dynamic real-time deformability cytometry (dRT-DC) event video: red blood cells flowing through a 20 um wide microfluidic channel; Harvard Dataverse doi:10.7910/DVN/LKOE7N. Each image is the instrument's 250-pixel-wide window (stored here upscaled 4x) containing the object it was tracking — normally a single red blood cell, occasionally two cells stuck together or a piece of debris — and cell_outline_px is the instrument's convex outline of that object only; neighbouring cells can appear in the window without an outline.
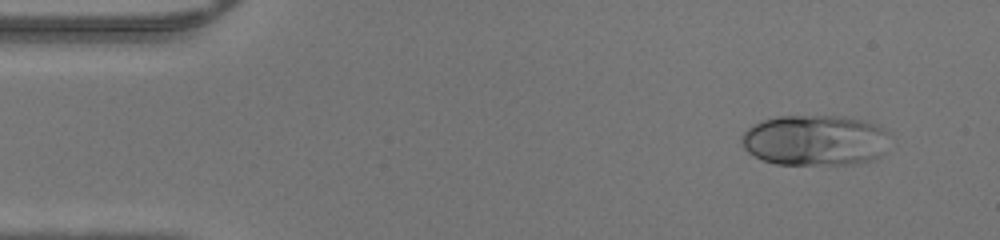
{"species": "human", "species_latin": "Homo sapiens", "temperature_condition": "warm", "stored_images_in_passage": 45, "camera_frame_rate_fps": 3000, "um_per_image_px": 0.085, "donor": {"sex": "male"}, "frame": {"image": 1, "passage_image": 3, "time_ms": 0.667, "image_size_px": [1000, 240], "cell_outline_px": [[888, 132], [880, 156], [872, 160], [856, 164], [776, 164], [764, 160], [748, 152], [744, 148], [740, 140], [740, 136], [752, 124], [776, 116], [844, 116], [864, 120], [876, 124], [884, 128]], "centroid_in_image_um": [69.24, 11.91], "position_along_channel_um": 15.8, "area_um2": 43.81}}
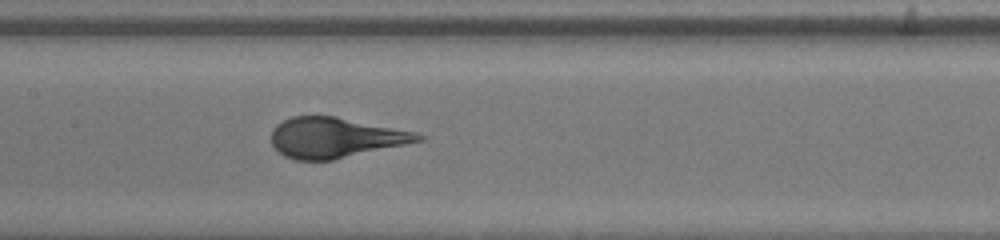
{"frame": {"image": 2, "passage_image": 21, "time_ms": 6.667, "image_size_px": [1000, 240], "cell_outline_px": [[428, 136], [424, 140], [332, 160], [296, 160], [284, 156], [272, 144], [272, 128], [276, 124], [292, 116], [332, 116], [416, 132]], "centroid_in_image_um": [28.49, 11.7], "position_along_channel_um": 178.9, "area_um2": 34.1}}
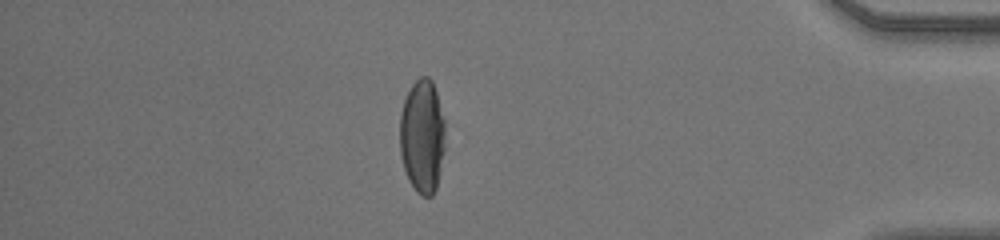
{"frame": {"image": 3, "passage_image": 39, "time_ms": 12.667, "image_size_px": [1000, 240], "cell_outline_px": [[444, 152], [440, 172], [436, 188], [432, 196], [420, 196], [416, 192], [408, 180], [400, 156], [400, 112], [404, 100], [412, 84], [420, 76], [428, 76], [432, 80], [436, 92], [444, 120]], "centroid_in_image_um": [35.88, 11.6], "position_along_channel_um": 399.3, "area_um2": 30.23}}